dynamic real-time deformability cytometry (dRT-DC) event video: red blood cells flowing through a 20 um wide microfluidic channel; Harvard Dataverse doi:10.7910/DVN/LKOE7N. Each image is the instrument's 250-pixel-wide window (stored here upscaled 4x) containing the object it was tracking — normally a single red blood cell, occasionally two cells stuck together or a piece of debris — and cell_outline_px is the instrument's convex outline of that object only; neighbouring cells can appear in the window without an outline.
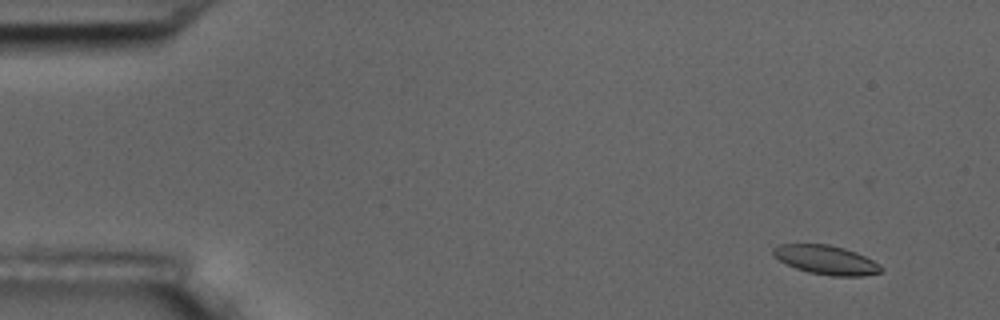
{"species": "common noctule bat (a hibernating species)", "species_latin": "Nyctalus noctula", "temperature_condition": "room temperature", "stored_images_in_passage": 5, "camera_frame_rate_fps": 3000, "um_per_image_px": 0.085, "animal": {"sex": "male", "body_mass_g": 17.5, "forearm_length_mm": 52.3}, "frame": {"image": 1, "passage_image": 2, "time_ms": 1.0, "image_size_px": [1000, 320], "cell_outline_px": [[884, 268], [880, 272], [864, 276], [832, 276], [808, 272], [796, 268], [780, 260], [772, 252], [772, 248], [776, 244], [828, 244], [844, 248], [856, 252], [872, 260]], "centroid_in_image_um": [70.22, 22.09], "position_along_channel_um": 14.8, "area_um2": 18.15}}
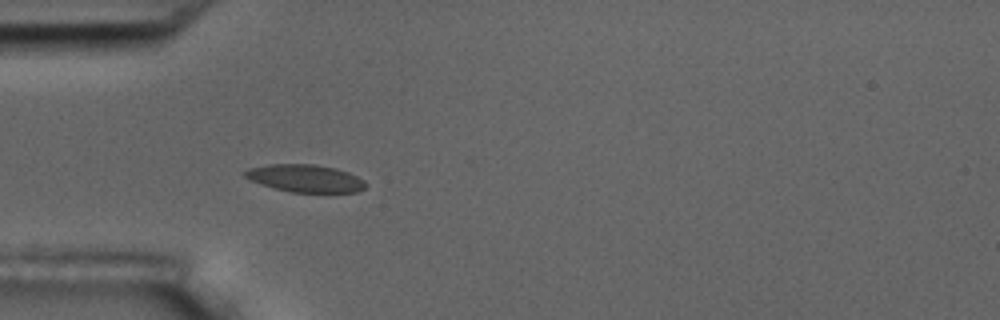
{"frame": {"image": 2, "passage_image": 5, "time_ms": 5.333, "image_size_px": [1000, 320], "cell_outline_px": [[368, 184], [364, 188], [356, 192], [292, 192], [260, 184], [244, 176], [244, 172], [248, 168], [268, 164], [312, 164], [336, 168], [348, 172], [364, 180]], "centroid_in_image_um": [25.96, 15.15], "position_along_channel_um": 59.0, "area_um2": 19.25}}